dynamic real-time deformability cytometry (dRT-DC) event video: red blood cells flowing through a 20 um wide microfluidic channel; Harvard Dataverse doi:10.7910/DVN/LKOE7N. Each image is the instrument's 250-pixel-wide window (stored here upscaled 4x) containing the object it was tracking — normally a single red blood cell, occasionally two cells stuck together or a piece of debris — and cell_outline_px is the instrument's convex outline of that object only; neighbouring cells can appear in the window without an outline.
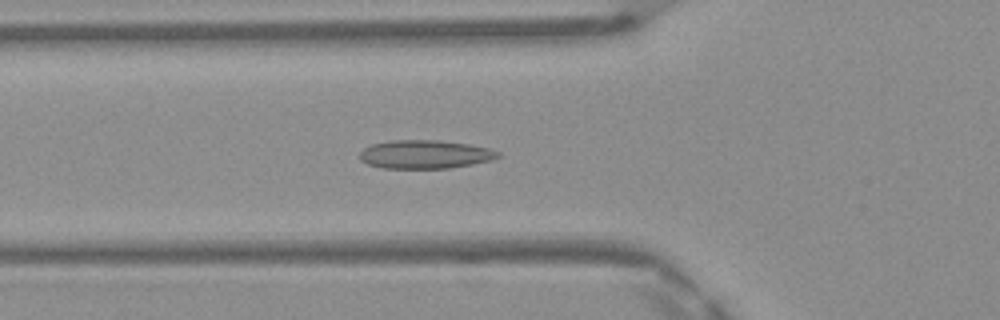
{"species": "Egyptian fruit bat (a non-hibernating species)", "species_latin": "Rousettus aegyptiacus", "temperature_condition": "warm", "stored_images_in_passage": 36, "camera_frame_rate_fps": 3000, "um_per_image_px": 0.085, "frame": {"image": 1, "passage_image": 5, "time_ms": 1.333, "image_size_px": [1000, 320], "cell_outline_px": [[500, 156], [492, 160], [472, 164], [448, 168], [380, 168], [368, 164], [360, 160], [360, 152], [364, 148], [372, 144], [392, 140], [440, 140], [468, 144], [488, 148], [500, 152]], "centroid_in_image_um": [36.12, 13.12], "position_along_channel_um": 89.7, "area_um2": 22.95}}
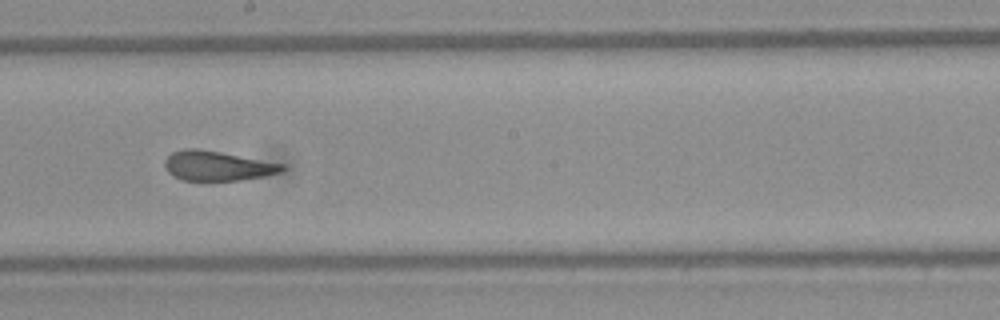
{"frame": {"image": 2, "passage_image": 15, "time_ms": 4.667, "image_size_px": [1000, 320], "cell_outline_px": [[284, 168], [280, 172], [264, 176], [240, 180], [180, 180], [168, 172], [164, 168], [164, 160], [172, 152], [184, 148], [196, 148], [220, 152], [284, 164]], "centroid_in_image_um": [18.42, 14.09], "position_along_channel_um": 229.8, "area_um2": 20.17}}
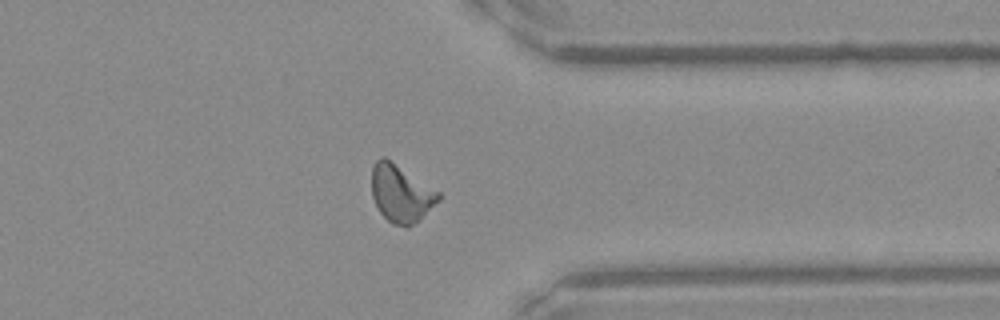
{"frame": {"image": 3, "passage_image": 26, "time_ms": 8.333, "image_size_px": [1000, 320], "cell_outline_px": [[440, 200], [408, 228], [392, 224], [380, 212], [372, 196], [372, 164], [380, 156], [384, 156], [440, 192]], "centroid_in_image_um": [34.06, 16.43], "position_along_channel_um": 377.3, "area_um2": 22.14}, "authors_computed_cell_mechanics": {"area_um2": 21.097, "velocity_mm_per_s": 4.1761, "shape_relaxation_time_tau1_ms": null, "shape_relaxation_time_tau2_ms": 1.4285, "deformation_change_tau1": null, "deformation_change_tau2": 0.0857}}